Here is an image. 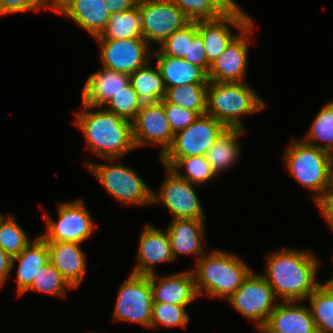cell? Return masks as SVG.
<instances>
[{
    "instance_id": "cell-1",
    "label": "cell",
    "mask_w": 333,
    "mask_h": 333,
    "mask_svg": "<svg viewBox=\"0 0 333 333\" xmlns=\"http://www.w3.org/2000/svg\"><path fill=\"white\" fill-rule=\"evenodd\" d=\"M311 250L280 248L267 255L262 275L278 301H304L320 285L316 280L321 264Z\"/></svg>"
},
{
    "instance_id": "cell-2",
    "label": "cell",
    "mask_w": 333,
    "mask_h": 333,
    "mask_svg": "<svg viewBox=\"0 0 333 333\" xmlns=\"http://www.w3.org/2000/svg\"><path fill=\"white\" fill-rule=\"evenodd\" d=\"M81 106L82 111L75 114V124L83 132L86 149L92 154L100 159H121L136 148L131 121L104 107Z\"/></svg>"
},
{
    "instance_id": "cell-3",
    "label": "cell",
    "mask_w": 333,
    "mask_h": 333,
    "mask_svg": "<svg viewBox=\"0 0 333 333\" xmlns=\"http://www.w3.org/2000/svg\"><path fill=\"white\" fill-rule=\"evenodd\" d=\"M283 160L290 175L315 193L316 204L333 190V154L330 152L302 139H292Z\"/></svg>"
},
{
    "instance_id": "cell-4",
    "label": "cell",
    "mask_w": 333,
    "mask_h": 333,
    "mask_svg": "<svg viewBox=\"0 0 333 333\" xmlns=\"http://www.w3.org/2000/svg\"><path fill=\"white\" fill-rule=\"evenodd\" d=\"M252 269L240 257L212 249L204 254L192 270L196 290L209 297L227 300L243 283Z\"/></svg>"
},
{
    "instance_id": "cell-5",
    "label": "cell",
    "mask_w": 333,
    "mask_h": 333,
    "mask_svg": "<svg viewBox=\"0 0 333 333\" xmlns=\"http://www.w3.org/2000/svg\"><path fill=\"white\" fill-rule=\"evenodd\" d=\"M265 102L245 82H212L207 87L206 114L227 128H242V116L257 113Z\"/></svg>"
},
{
    "instance_id": "cell-6",
    "label": "cell",
    "mask_w": 333,
    "mask_h": 333,
    "mask_svg": "<svg viewBox=\"0 0 333 333\" xmlns=\"http://www.w3.org/2000/svg\"><path fill=\"white\" fill-rule=\"evenodd\" d=\"M106 163H86L87 169L122 205H152L153 190L145 183L135 169L113 163L119 159H103ZM110 163V164H109Z\"/></svg>"
},
{
    "instance_id": "cell-7",
    "label": "cell",
    "mask_w": 333,
    "mask_h": 333,
    "mask_svg": "<svg viewBox=\"0 0 333 333\" xmlns=\"http://www.w3.org/2000/svg\"><path fill=\"white\" fill-rule=\"evenodd\" d=\"M153 294L150 275L130 273L121 283L117 294L113 319L117 322H129L151 329Z\"/></svg>"
},
{
    "instance_id": "cell-8",
    "label": "cell",
    "mask_w": 333,
    "mask_h": 333,
    "mask_svg": "<svg viewBox=\"0 0 333 333\" xmlns=\"http://www.w3.org/2000/svg\"><path fill=\"white\" fill-rule=\"evenodd\" d=\"M58 221L44 213L46 231L40 235L46 242H75L81 244L89 239L95 228V221L82 199L59 203Z\"/></svg>"
},
{
    "instance_id": "cell-9",
    "label": "cell",
    "mask_w": 333,
    "mask_h": 333,
    "mask_svg": "<svg viewBox=\"0 0 333 333\" xmlns=\"http://www.w3.org/2000/svg\"><path fill=\"white\" fill-rule=\"evenodd\" d=\"M278 299L264 276L252 270L242 285L227 299L228 303L254 325L268 321ZM277 301V302H276Z\"/></svg>"
},
{
    "instance_id": "cell-10",
    "label": "cell",
    "mask_w": 333,
    "mask_h": 333,
    "mask_svg": "<svg viewBox=\"0 0 333 333\" xmlns=\"http://www.w3.org/2000/svg\"><path fill=\"white\" fill-rule=\"evenodd\" d=\"M141 13L142 38L152 47L160 45L175 31L184 28L191 21L168 0H138Z\"/></svg>"
},
{
    "instance_id": "cell-11",
    "label": "cell",
    "mask_w": 333,
    "mask_h": 333,
    "mask_svg": "<svg viewBox=\"0 0 333 333\" xmlns=\"http://www.w3.org/2000/svg\"><path fill=\"white\" fill-rule=\"evenodd\" d=\"M227 127L213 116H199L189 127L174 134L173 142L159 158L205 156Z\"/></svg>"
},
{
    "instance_id": "cell-12",
    "label": "cell",
    "mask_w": 333,
    "mask_h": 333,
    "mask_svg": "<svg viewBox=\"0 0 333 333\" xmlns=\"http://www.w3.org/2000/svg\"><path fill=\"white\" fill-rule=\"evenodd\" d=\"M167 171L161 189L153 191L152 203L164 204L173 219H207L193 183L178 176L172 169ZM157 194V195H156Z\"/></svg>"
},
{
    "instance_id": "cell-13",
    "label": "cell",
    "mask_w": 333,
    "mask_h": 333,
    "mask_svg": "<svg viewBox=\"0 0 333 333\" xmlns=\"http://www.w3.org/2000/svg\"><path fill=\"white\" fill-rule=\"evenodd\" d=\"M100 45L101 67L131 75L151 61V46L143 38L96 39ZM150 47V48H149Z\"/></svg>"
},
{
    "instance_id": "cell-14",
    "label": "cell",
    "mask_w": 333,
    "mask_h": 333,
    "mask_svg": "<svg viewBox=\"0 0 333 333\" xmlns=\"http://www.w3.org/2000/svg\"><path fill=\"white\" fill-rule=\"evenodd\" d=\"M239 6L236 3L222 17L197 21L198 33L201 35L209 65L222 55L238 35L231 32L230 26L241 32L253 20Z\"/></svg>"
},
{
    "instance_id": "cell-15",
    "label": "cell",
    "mask_w": 333,
    "mask_h": 333,
    "mask_svg": "<svg viewBox=\"0 0 333 333\" xmlns=\"http://www.w3.org/2000/svg\"><path fill=\"white\" fill-rule=\"evenodd\" d=\"M132 129L136 148L148 144L158 145L161 148L160 156L173 142L174 133L161 101L142 104L132 121Z\"/></svg>"
},
{
    "instance_id": "cell-16",
    "label": "cell",
    "mask_w": 333,
    "mask_h": 333,
    "mask_svg": "<svg viewBox=\"0 0 333 333\" xmlns=\"http://www.w3.org/2000/svg\"><path fill=\"white\" fill-rule=\"evenodd\" d=\"M252 20L226 47L222 55L210 65L207 73L212 82H246L250 34L253 33Z\"/></svg>"
},
{
    "instance_id": "cell-17",
    "label": "cell",
    "mask_w": 333,
    "mask_h": 333,
    "mask_svg": "<svg viewBox=\"0 0 333 333\" xmlns=\"http://www.w3.org/2000/svg\"><path fill=\"white\" fill-rule=\"evenodd\" d=\"M137 264L131 273L143 276L156 274L155 265L174 261L167 231L146 224L139 235Z\"/></svg>"
},
{
    "instance_id": "cell-18",
    "label": "cell",
    "mask_w": 333,
    "mask_h": 333,
    "mask_svg": "<svg viewBox=\"0 0 333 333\" xmlns=\"http://www.w3.org/2000/svg\"><path fill=\"white\" fill-rule=\"evenodd\" d=\"M150 285L153 303L188 306L199 297L192 269L164 277H160L158 273L152 274L150 275Z\"/></svg>"
},
{
    "instance_id": "cell-19",
    "label": "cell",
    "mask_w": 333,
    "mask_h": 333,
    "mask_svg": "<svg viewBox=\"0 0 333 333\" xmlns=\"http://www.w3.org/2000/svg\"><path fill=\"white\" fill-rule=\"evenodd\" d=\"M206 219H172L166 231L173 257L193 255L197 262L204 254Z\"/></svg>"
},
{
    "instance_id": "cell-20",
    "label": "cell",
    "mask_w": 333,
    "mask_h": 333,
    "mask_svg": "<svg viewBox=\"0 0 333 333\" xmlns=\"http://www.w3.org/2000/svg\"><path fill=\"white\" fill-rule=\"evenodd\" d=\"M54 11L71 18L93 38L101 35L110 18L104 0H63Z\"/></svg>"
},
{
    "instance_id": "cell-21",
    "label": "cell",
    "mask_w": 333,
    "mask_h": 333,
    "mask_svg": "<svg viewBox=\"0 0 333 333\" xmlns=\"http://www.w3.org/2000/svg\"><path fill=\"white\" fill-rule=\"evenodd\" d=\"M129 84V74L102 67L87 78L81 93V103L91 107H104Z\"/></svg>"
},
{
    "instance_id": "cell-22",
    "label": "cell",
    "mask_w": 333,
    "mask_h": 333,
    "mask_svg": "<svg viewBox=\"0 0 333 333\" xmlns=\"http://www.w3.org/2000/svg\"><path fill=\"white\" fill-rule=\"evenodd\" d=\"M49 261L74 289L78 288L87 272L86 255L79 243L47 242Z\"/></svg>"
},
{
    "instance_id": "cell-23",
    "label": "cell",
    "mask_w": 333,
    "mask_h": 333,
    "mask_svg": "<svg viewBox=\"0 0 333 333\" xmlns=\"http://www.w3.org/2000/svg\"><path fill=\"white\" fill-rule=\"evenodd\" d=\"M267 323L279 333H318L310 308L302 301L279 302Z\"/></svg>"
},
{
    "instance_id": "cell-24",
    "label": "cell",
    "mask_w": 333,
    "mask_h": 333,
    "mask_svg": "<svg viewBox=\"0 0 333 333\" xmlns=\"http://www.w3.org/2000/svg\"><path fill=\"white\" fill-rule=\"evenodd\" d=\"M156 65L161 73L166 89L186 84H208L207 74L183 58L161 54L153 49Z\"/></svg>"
},
{
    "instance_id": "cell-25",
    "label": "cell",
    "mask_w": 333,
    "mask_h": 333,
    "mask_svg": "<svg viewBox=\"0 0 333 333\" xmlns=\"http://www.w3.org/2000/svg\"><path fill=\"white\" fill-rule=\"evenodd\" d=\"M17 262V293L21 296L31 285L39 268L49 262L47 242L40 235L37 236L20 254L13 256L12 269Z\"/></svg>"
},
{
    "instance_id": "cell-26",
    "label": "cell",
    "mask_w": 333,
    "mask_h": 333,
    "mask_svg": "<svg viewBox=\"0 0 333 333\" xmlns=\"http://www.w3.org/2000/svg\"><path fill=\"white\" fill-rule=\"evenodd\" d=\"M245 132V129L242 128H227L206 152L205 157L216 176L232 167L239 160L241 144L238 138L242 137Z\"/></svg>"
},
{
    "instance_id": "cell-27",
    "label": "cell",
    "mask_w": 333,
    "mask_h": 333,
    "mask_svg": "<svg viewBox=\"0 0 333 333\" xmlns=\"http://www.w3.org/2000/svg\"><path fill=\"white\" fill-rule=\"evenodd\" d=\"M149 63L130 75V84L143 104L162 101L167 90L157 65L152 68Z\"/></svg>"
},
{
    "instance_id": "cell-28",
    "label": "cell",
    "mask_w": 333,
    "mask_h": 333,
    "mask_svg": "<svg viewBox=\"0 0 333 333\" xmlns=\"http://www.w3.org/2000/svg\"><path fill=\"white\" fill-rule=\"evenodd\" d=\"M130 38H142L141 13L138 5L126 12L110 14L106 28L94 39Z\"/></svg>"
},
{
    "instance_id": "cell-29",
    "label": "cell",
    "mask_w": 333,
    "mask_h": 333,
    "mask_svg": "<svg viewBox=\"0 0 333 333\" xmlns=\"http://www.w3.org/2000/svg\"><path fill=\"white\" fill-rule=\"evenodd\" d=\"M164 167H169L178 176L190 183L201 186L206 182L211 181L217 177L212 171L211 165L205 156H190L184 158H160ZM185 168V174L181 169Z\"/></svg>"
},
{
    "instance_id": "cell-30",
    "label": "cell",
    "mask_w": 333,
    "mask_h": 333,
    "mask_svg": "<svg viewBox=\"0 0 333 333\" xmlns=\"http://www.w3.org/2000/svg\"><path fill=\"white\" fill-rule=\"evenodd\" d=\"M191 22L222 17L236 2L234 0H171Z\"/></svg>"
},
{
    "instance_id": "cell-31",
    "label": "cell",
    "mask_w": 333,
    "mask_h": 333,
    "mask_svg": "<svg viewBox=\"0 0 333 333\" xmlns=\"http://www.w3.org/2000/svg\"><path fill=\"white\" fill-rule=\"evenodd\" d=\"M303 141L333 154V100L316 114Z\"/></svg>"
},
{
    "instance_id": "cell-32",
    "label": "cell",
    "mask_w": 333,
    "mask_h": 333,
    "mask_svg": "<svg viewBox=\"0 0 333 333\" xmlns=\"http://www.w3.org/2000/svg\"><path fill=\"white\" fill-rule=\"evenodd\" d=\"M207 87L208 84H186L167 88L165 99L201 116L206 114Z\"/></svg>"
},
{
    "instance_id": "cell-33",
    "label": "cell",
    "mask_w": 333,
    "mask_h": 333,
    "mask_svg": "<svg viewBox=\"0 0 333 333\" xmlns=\"http://www.w3.org/2000/svg\"><path fill=\"white\" fill-rule=\"evenodd\" d=\"M66 288L73 289L63 278L61 273L49 261L39 268L38 273L34 276L31 285L23 292V294L28 291H34L67 298Z\"/></svg>"
},
{
    "instance_id": "cell-34",
    "label": "cell",
    "mask_w": 333,
    "mask_h": 333,
    "mask_svg": "<svg viewBox=\"0 0 333 333\" xmlns=\"http://www.w3.org/2000/svg\"><path fill=\"white\" fill-rule=\"evenodd\" d=\"M308 300L318 333H333V298L318 286Z\"/></svg>"
},
{
    "instance_id": "cell-35",
    "label": "cell",
    "mask_w": 333,
    "mask_h": 333,
    "mask_svg": "<svg viewBox=\"0 0 333 333\" xmlns=\"http://www.w3.org/2000/svg\"><path fill=\"white\" fill-rule=\"evenodd\" d=\"M15 219V215L0 216V248L12 257L20 254L31 242L30 236Z\"/></svg>"
},
{
    "instance_id": "cell-36",
    "label": "cell",
    "mask_w": 333,
    "mask_h": 333,
    "mask_svg": "<svg viewBox=\"0 0 333 333\" xmlns=\"http://www.w3.org/2000/svg\"><path fill=\"white\" fill-rule=\"evenodd\" d=\"M189 318L186 306L168 303H153L151 329L159 326H164L166 328H177V326L186 328L188 326Z\"/></svg>"
},
{
    "instance_id": "cell-37",
    "label": "cell",
    "mask_w": 333,
    "mask_h": 333,
    "mask_svg": "<svg viewBox=\"0 0 333 333\" xmlns=\"http://www.w3.org/2000/svg\"><path fill=\"white\" fill-rule=\"evenodd\" d=\"M142 104L134 88L129 84L124 90L116 94L104 108L132 122L137 112L141 109Z\"/></svg>"
},
{
    "instance_id": "cell-38",
    "label": "cell",
    "mask_w": 333,
    "mask_h": 333,
    "mask_svg": "<svg viewBox=\"0 0 333 333\" xmlns=\"http://www.w3.org/2000/svg\"><path fill=\"white\" fill-rule=\"evenodd\" d=\"M197 33V22H190L184 28L167 37L157 50L166 56L184 58L187 56L188 39H193Z\"/></svg>"
},
{
    "instance_id": "cell-39",
    "label": "cell",
    "mask_w": 333,
    "mask_h": 333,
    "mask_svg": "<svg viewBox=\"0 0 333 333\" xmlns=\"http://www.w3.org/2000/svg\"><path fill=\"white\" fill-rule=\"evenodd\" d=\"M161 102L174 134L189 127L199 117L195 111L170 103L165 98Z\"/></svg>"
},
{
    "instance_id": "cell-40",
    "label": "cell",
    "mask_w": 333,
    "mask_h": 333,
    "mask_svg": "<svg viewBox=\"0 0 333 333\" xmlns=\"http://www.w3.org/2000/svg\"><path fill=\"white\" fill-rule=\"evenodd\" d=\"M40 8L53 11L43 0H0V17L26 11H38Z\"/></svg>"
},
{
    "instance_id": "cell-41",
    "label": "cell",
    "mask_w": 333,
    "mask_h": 333,
    "mask_svg": "<svg viewBox=\"0 0 333 333\" xmlns=\"http://www.w3.org/2000/svg\"><path fill=\"white\" fill-rule=\"evenodd\" d=\"M183 59L192 65L200 67L206 74L209 72L210 65L199 33L193 39H188L187 56H184Z\"/></svg>"
},
{
    "instance_id": "cell-42",
    "label": "cell",
    "mask_w": 333,
    "mask_h": 333,
    "mask_svg": "<svg viewBox=\"0 0 333 333\" xmlns=\"http://www.w3.org/2000/svg\"><path fill=\"white\" fill-rule=\"evenodd\" d=\"M316 206L319 208L320 213L323 215L325 221L333 230V190L323 197Z\"/></svg>"
},
{
    "instance_id": "cell-43",
    "label": "cell",
    "mask_w": 333,
    "mask_h": 333,
    "mask_svg": "<svg viewBox=\"0 0 333 333\" xmlns=\"http://www.w3.org/2000/svg\"><path fill=\"white\" fill-rule=\"evenodd\" d=\"M110 14L126 12L137 6L138 0H104Z\"/></svg>"
},
{
    "instance_id": "cell-44",
    "label": "cell",
    "mask_w": 333,
    "mask_h": 333,
    "mask_svg": "<svg viewBox=\"0 0 333 333\" xmlns=\"http://www.w3.org/2000/svg\"><path fill=\"white\" fill-rule=\"evenodd\" d=\"M12 256L0 248V288L5 284L12 271Z\"/></svg>"
},
{
    "instance_id": "cell-45",
    "label": "cell",
    "mask_w": 333,
    "mask_h": 333,
    "mask_svg": "<svg viewBox=\"0 0 333 333\" xmlns=\"http://www.w3.org/2000/svg\"><path fill=\"white\" fill-rule=\"evenodd\" d=\"M319 286L333 298V274L329 280L320 283Z\"/></svg>"
},
{
    "instance_id": "cell-46",
    "label": "cell",
    "mask_w": 333,
    "mask_h": 333,
    "mask_svg": "<svg viewBox=\"0 0 333 333\" xmlns=\"http://www.w3.org/2000/svg\"><path fill=\"white\" fill-rule=\"evenodd\" d=\"M260 333H279L274 328H272L267 322L256 325Z\"/></svg>"
},
{
    "instance_id": "cell-47",
    "label": "cell",
    "mask_w": 333,
    "mask_h": 333,
    "mask_svg": "<svg viewBox=\"0 0 333 333\" xmlns=\"http://www.w3.org/2000/svg\"><path fill=\"white\" fill-rule=\"evenodd\" d=\"M54 12V9L63 1V0H43Z\"/></svg>"
}]
</instances>
